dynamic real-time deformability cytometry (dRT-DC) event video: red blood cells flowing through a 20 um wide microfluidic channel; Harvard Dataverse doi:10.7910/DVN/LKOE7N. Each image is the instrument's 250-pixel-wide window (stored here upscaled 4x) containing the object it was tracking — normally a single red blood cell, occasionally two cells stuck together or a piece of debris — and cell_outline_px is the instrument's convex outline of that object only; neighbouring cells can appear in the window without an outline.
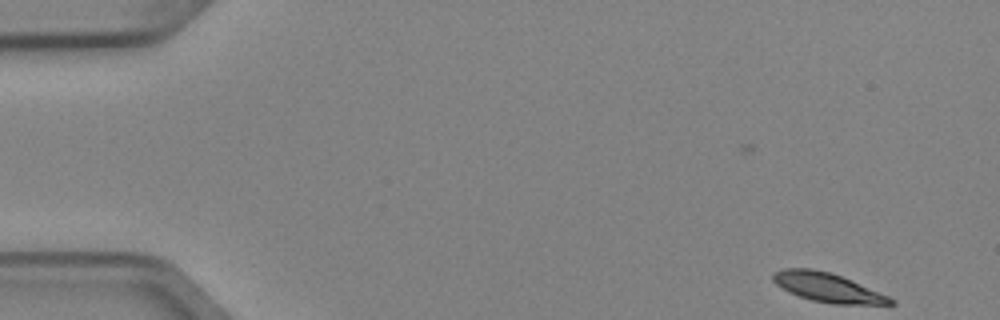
{"species": "Egyptian fruit bat (a non-hibernating species)", "species_latin": "Rousettus aegyptiacus", "temperature_condition": "cold", "stored_images_in_passage": 4, "camera_frame_rate_fps": 3000, "um_per_image_px": 0.085, "animal": {"sex": "female"}, "frame": {"image": 1, "passage_image": 1, "time_ms": 0.0, "image_size_px": [1000, 320], "cell_outline_px": [[896, 304], [832, 304], [812, 300], [788, 292], [776, 284], [772, 280], [772, 272], [784, 268], [812, 268], [828, 272], [840, 276], [888, 296], [896, 300]], "centroid_in_image_um": [70.29, 24.43], "position_along_channel_um": 14.7, "area_um2": 19.65}}
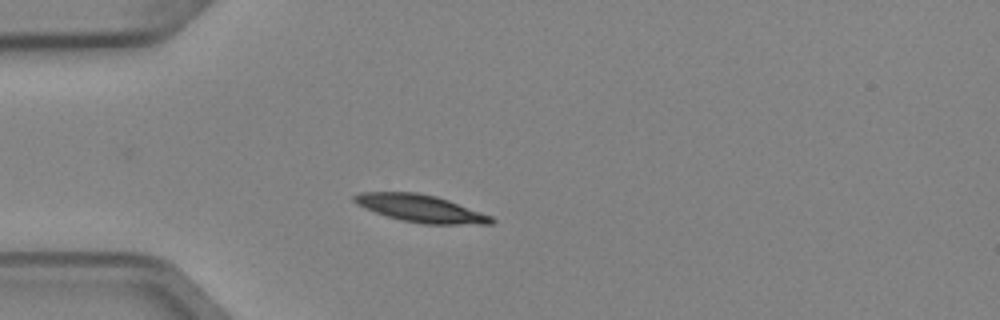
{"frame": {"image": 2, "passage_image": 4, "time_ms": 1.0, "image_size_px": [1000, 320], "cell_outline_px": [[496, 220], [492, 224], [424, 224], [404, 220], [388, 216], [364, 208], [356, 204], [352, 200], [352, 196], [360, 192], [416, 192], [436, 196], [448, 200], [492, 216]], "centroid_in_image_um": [35.75, 17.71], "position_along_channel_um": 49.3, "area_um2": 21.73}}